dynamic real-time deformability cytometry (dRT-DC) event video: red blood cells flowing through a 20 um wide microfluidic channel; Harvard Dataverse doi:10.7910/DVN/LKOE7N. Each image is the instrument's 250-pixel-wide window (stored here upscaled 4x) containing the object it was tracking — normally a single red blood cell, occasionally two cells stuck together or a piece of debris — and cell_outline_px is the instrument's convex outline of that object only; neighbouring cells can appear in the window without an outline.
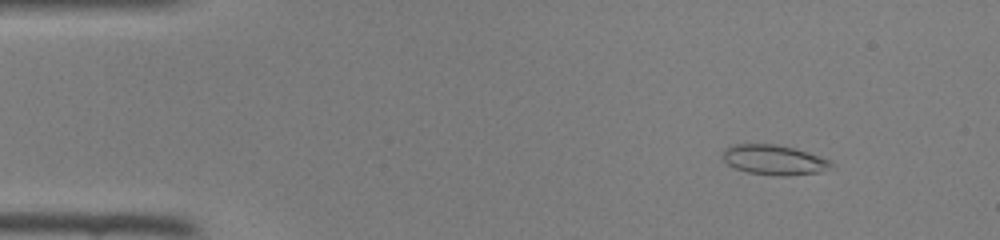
{"species": "common noctule bat (a hibernating species)", "species_latin": "Nyctalus noctula", "temperature_condition": "room temperature", "stored_images_in_passage": 43, "camera_frame_rate_fps": 3000, "um_per_image_px": 0.085, "animal": {"sex": "female", "body_mass_g": 22.0, "forearm_length_mm": 56.7}, "frame": {"image": 1, "passage_image": 2, "time_ms": 0.333, "image_size_px": [1000, 240], "cell_outline_px": [[836, 164], [820, 172], [784, 176], [780, 176], [748, 172], [736, 168], [728, 164], [724, 160], [724, 148], [732, 144], [776, 144], [796, 148], [832, 160]], "centroid_in_image_um": [65.84, 13.58], "position_along_channel_um": 19.2, "area_um2": 18.96}}
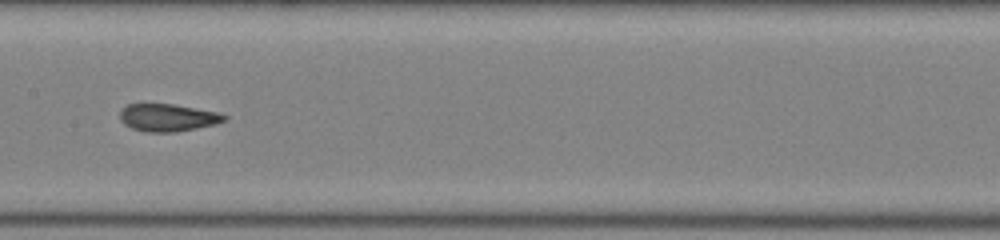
{"frame": {"image": 2, "passage_image": 20, "time_ms": 6.333, "image_size_px": [1000, 240], "cell_outline_px": [[228, 116], [224, 120], [216, 124], [176, 132], [148, 132], [132, 128], [124, 124], [120, 120], [120, 112], [128, 104], [172, 104], [220, 112]], "centroid_in_image_um": [14.28, 9.99], "position_along_channel_um": 193.1, "area_um2": 16.65}}
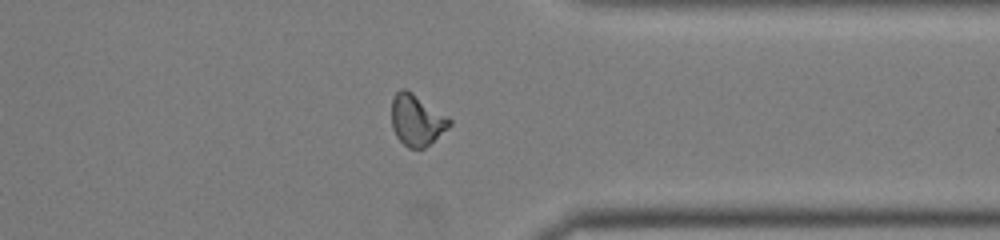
{"frame": {"image": 3, "passage_image": 33, "time_ms": 10.667, "image_size_px": [1000, 240], "cell_outline_px": [[452, 124], [448, 128], [424, 148], [408, 148], [396, 136], [392, 128], [392, 100], [396, 92], [400, 88], [404, 88], [412, 92], [448, 116], [452, 120]], "centroid_in_image_um": [35.42, 10.19], "position_along_channel_um": 376.0, "area_um2": 17.22}}